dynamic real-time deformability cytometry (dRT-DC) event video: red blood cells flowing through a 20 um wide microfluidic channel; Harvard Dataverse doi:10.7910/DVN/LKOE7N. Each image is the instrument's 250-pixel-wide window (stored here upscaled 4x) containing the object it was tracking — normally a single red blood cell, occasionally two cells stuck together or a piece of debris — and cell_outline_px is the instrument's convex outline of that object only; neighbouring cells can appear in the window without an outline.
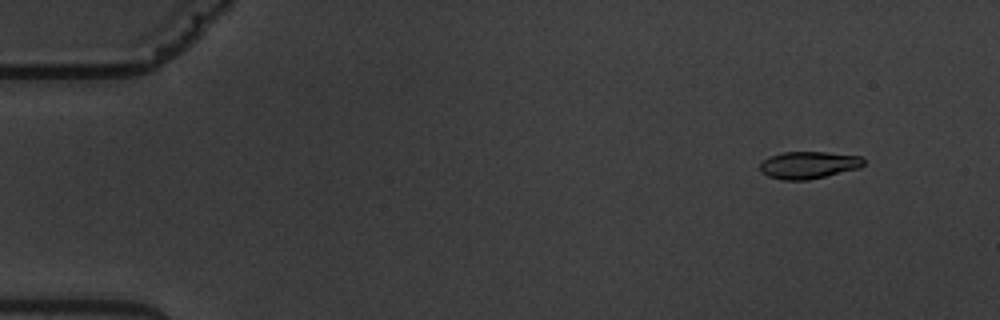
{"species": "common noctule bat (a hibernating species)", "species_latin": "Nyctalus noctula", "temperature_condition": "warm", "stored_images_in_passage": 5, "camera_frame_rate_fps": 3000, "um_per_image_px": 0.085, "animal": {"sex": "male", "body_mass_g": 19.5, "forearm_length_mm": 54.6}, "frame": {"image": 1, "passage_image": 1, "time_ms": 0.0, "image_size_px": [1000, 320], "cell_outline_px": [[864, 164], [860, 168], [808, 180], [784, 180], [768, 176], [760, 172], [760, 164], [768, 156], [784, 152], [828, 152], [860, 156], [864, 160]], "centroid_in_image_um": [68.72, 14.02], "position_along_channel_um": 16.3, "area_um2": 16.47}}
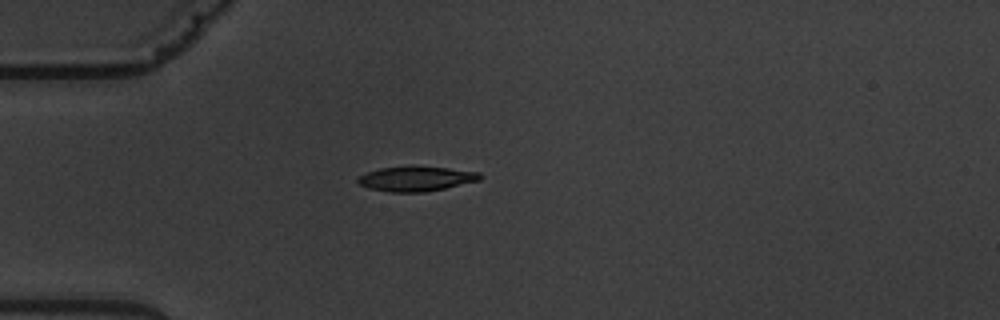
{"frame": {"image": 2, "passage_image": 4, "time_ms": 3.667, "image_size_px": [1000, 320], "cell_outline_px": [[484, 176], [480, 180], [444, 188], [424, 192], [392, 192], [368, 188], [360, 184], [356, 180], [360, 176], [368, 172], [380, 168], [448, 168], [480, 172]], "centroid_in_image_um": [35.41, 15.22], "position_along_channel_um": 49.6, "area_um2": 16.99}}